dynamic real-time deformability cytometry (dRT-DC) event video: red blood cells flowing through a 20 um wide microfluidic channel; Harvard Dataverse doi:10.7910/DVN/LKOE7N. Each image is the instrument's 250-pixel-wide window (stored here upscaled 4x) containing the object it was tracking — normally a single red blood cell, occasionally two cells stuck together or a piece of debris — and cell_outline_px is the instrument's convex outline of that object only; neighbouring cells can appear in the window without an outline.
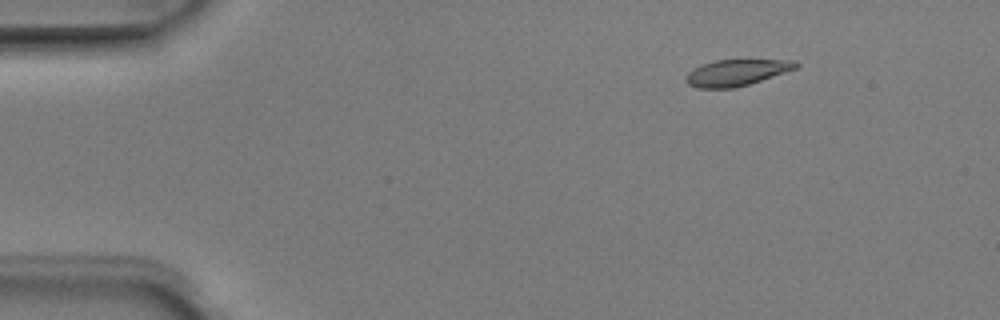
{"species": "Egyptian fruit bat (a non-hibernating species)", "species_latin": "Rousettus aegyptiacus", "temperature_condition": "room temperature", "stored_images_in_passage": 5, "camera_frame_rate_fps": 3000, "um_per_image_px": 0.085, "animal": {"sex": "male"}, "frame": {"image": 1, "passage_image": 2, "time_ms": 0.333, "image_size_px": [1000, 320], "cell_outline_px": [[800, 64], [796, 68], [748, 84], [732, 88], [696, 88], [688, 84], [684, 80], [684, 76], [688, 72], [704, 64], [716, 60], [796, 60]], "centroid_in_image_um": [62.57, 6.17], "position_along_channel_um": 22.4, "area_um2": 16.59}}
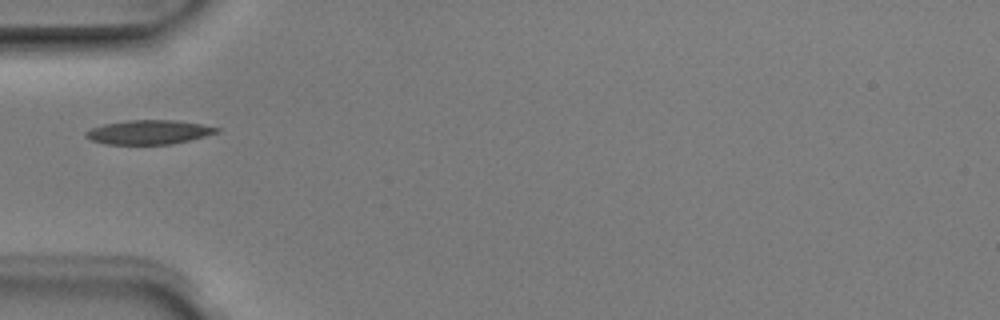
{"frame": {"image": 2, "passage_image": 5, "time_ms": 1.333, "image_size_px": [1000, 320], "cell_outline_px": [[220, 132], [172, 144], [104, 144], [92, 140], [84, 136], [84, 132], [92, 128], [104, 124], [128, 120], [176, 120], [200, 124], [220, 128]], "centroid_in_image_um": [12.63, 11.23], "position_along_channel_um": 72.4, "area_um2": 18.32}}